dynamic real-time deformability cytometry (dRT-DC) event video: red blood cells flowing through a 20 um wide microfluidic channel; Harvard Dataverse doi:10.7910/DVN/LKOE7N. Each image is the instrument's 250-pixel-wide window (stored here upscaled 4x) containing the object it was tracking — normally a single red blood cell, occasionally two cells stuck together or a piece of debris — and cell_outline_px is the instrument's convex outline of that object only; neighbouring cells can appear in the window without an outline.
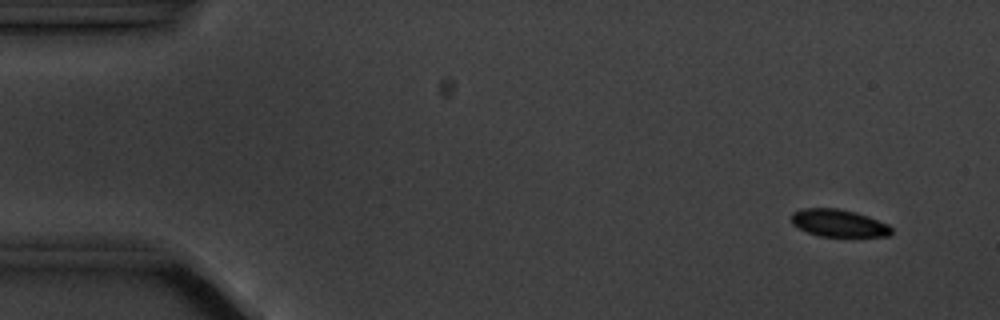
{"species": "common noctule bat (a hibernating species)", "species_latin": "Nyctalus noctula", "temperature_condition": "cold", "stored_images_in_passage": 6, "camera_frame_rate_fps": 3000, "um_per_image_px": 0.085, "animal": {"sex": "male", "body_mass_g": 20.1, "forearm_length_mm": 53.5}, "frame": {"image": 1, "passage_image": 1, "time_ms": 0.0, "image_size_px": [1000, 320], "cell_outline_px": [[892, 232], [888, 236], [820, 236], [808, 232], [792, 224], [792, 212], [800, 208], [836, 208], [856, 212], [868, 216], [888, 224], [892, 228]], "centroid_in_image_um": [71.28, 18.95], "position_along_channel_um": 13.7, "area_um2": 15.9}}
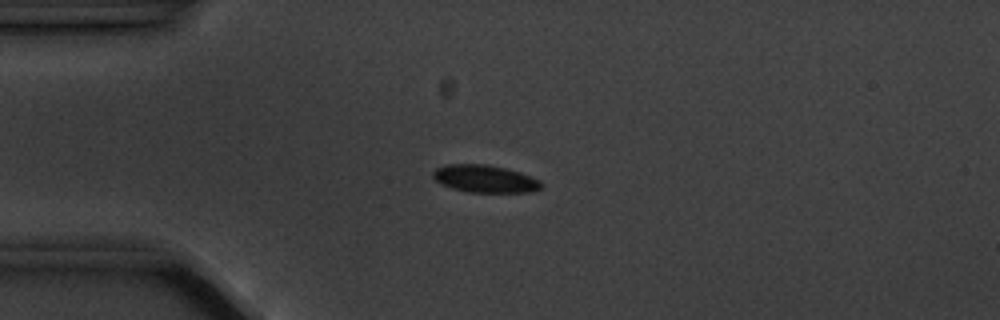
{"frame": {"image": 2, "passage_image": 4, "time_ms": 3.333, "image_size_px": [1000, 320], "cell_outline_px": [[544, 184], [540, 188], [532, 192], [468, 192], [452, 188], [440, 184], [432, 176], [432, 172], [436, 168], [444, 164], [484, 164], [504, 168], [520, 172], [540, 180]], "centroid_in_image_um": [41.2, 15.19], "position_along_channel_um": 43.8, "area_um2": 17.4}}